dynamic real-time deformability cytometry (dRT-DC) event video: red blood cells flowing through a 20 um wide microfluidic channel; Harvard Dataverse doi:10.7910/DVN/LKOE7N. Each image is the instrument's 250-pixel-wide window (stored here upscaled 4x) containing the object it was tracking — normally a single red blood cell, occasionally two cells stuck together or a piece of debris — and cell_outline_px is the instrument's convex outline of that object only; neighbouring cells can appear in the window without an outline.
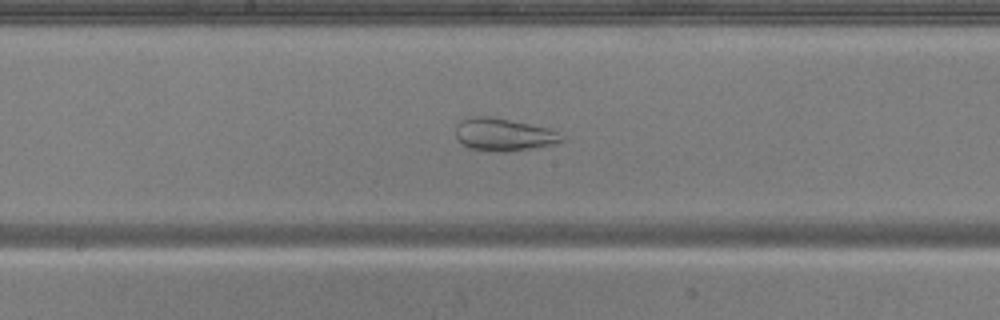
{"species": "common noctule bat (a hibernating species)", "species_latin": "Nyctalus noctula", "temperature_condition": "warm", "stored_images_in_passage": 51, "camera_frame_rate_fps": 3000, "um_per_image_px": 0.085, "animal": {"sex": "male", "body_mass_g": 20.5, "forearm_length_mm": 52.5}, "frame": {"image": 1, "passage_image": 26, "time_ms": 8.333, "image_size_px": [1000, 320], "cell_outline_px": [[564, 140], [552, 144], [532, 148], [500, 152], [496, 152], [468, 148], [460, 144], [456, 140], [456, 124], [464, 116], [488, 116], [552, 128], [564, 136]], "centroid_in_image_um": [42.75, 11.43], "position_along_channel_um": 205.4, "area_um2": 20.46}}
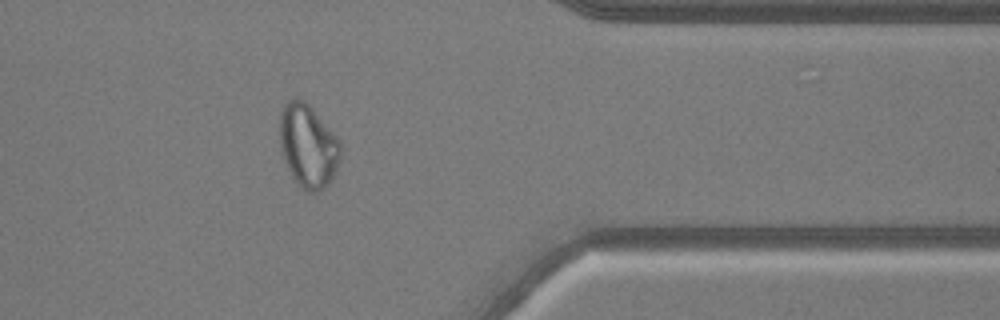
{"frame": {"image": 2, "passage_image": 41, "time_ms": 13.333, "image_size_px": [1000, 320], "cell_outline_px": [[344, 148], [336, 172], [328, 184], [320, 192], [308, 192], [300, 188], [296, 184], [284, 160], [280, 148], [280, 112], [284, 104], [288, 100], [296, 96], [304, 100], [312, 108], [336, 136]], "centroid_in_image_um": [26.2, 12.41], "position_along_channel_um": 385.2, "area_um2": 30.0}}
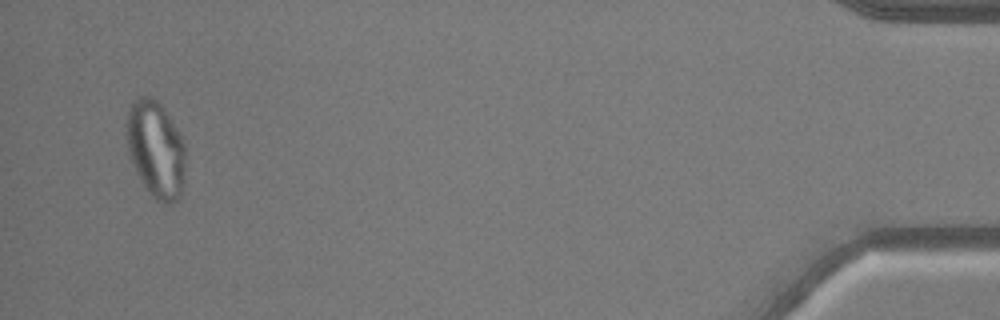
{"frame": {"image": 3, "passage_image": 49, "time_ms": 16.0, "image_size_px": [1000, 320], "cell_outline_px": [[184, 176], [180, 196], [172, 204], [164, 204], [156, 200], [148, 192], [136, 172], [128, 152], [128, 112], [136, 96], [152, 96], [160, 104], [176, 128], [184, 144]], "centroid_in_image_um": [13.25, 12.72], "position_along_channel_um": 422.0, "area_um2": 32.71}}